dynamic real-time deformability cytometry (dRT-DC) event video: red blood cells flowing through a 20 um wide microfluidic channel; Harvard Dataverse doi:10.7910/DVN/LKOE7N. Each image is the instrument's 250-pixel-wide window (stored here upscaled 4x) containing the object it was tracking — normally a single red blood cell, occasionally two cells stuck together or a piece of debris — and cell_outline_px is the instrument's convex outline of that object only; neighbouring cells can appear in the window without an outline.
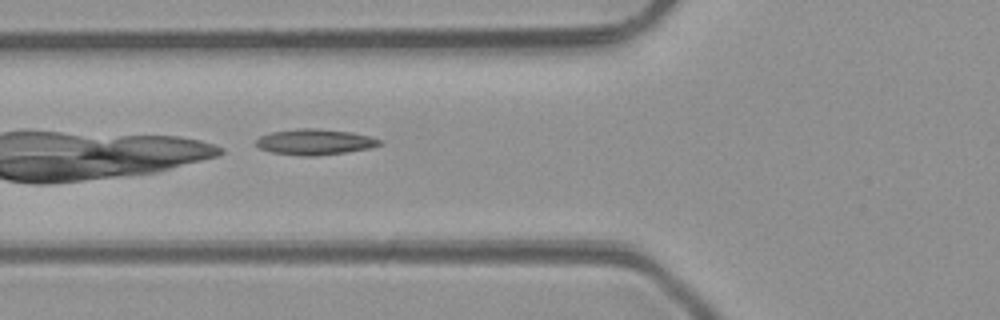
{"species": "common noctule bat (a hibernating species)", "species_latin": "Nyctalus noctula", "temperature_condition": "room temperature", "stored_images_in_passage": 2, "camera_frame_rate_fps": 3000, "um_per_image_px": 0.085, "animal": {"sex": "male", "body_mass_g": 23.1, "forearm_length_mm": 52.7}, "frame": {"image": 1, "passage_image": 2, "time_ms": 1.333, "image_size_px": [1000, 320], "cell_outline_px": [[384, 144], [372, 148], [316, 156], [304, 156], [272, 152], [260, 148], [256, 144], [256, 140], [260, 136], [272, 132], [296, 128], [316, 128], [352, 132], [368, 136], [380, 140]], "centroid_in_image_um": [26.78, 12.06], "position_along_channel_um": 99.0, "area_um2": 18.5}}